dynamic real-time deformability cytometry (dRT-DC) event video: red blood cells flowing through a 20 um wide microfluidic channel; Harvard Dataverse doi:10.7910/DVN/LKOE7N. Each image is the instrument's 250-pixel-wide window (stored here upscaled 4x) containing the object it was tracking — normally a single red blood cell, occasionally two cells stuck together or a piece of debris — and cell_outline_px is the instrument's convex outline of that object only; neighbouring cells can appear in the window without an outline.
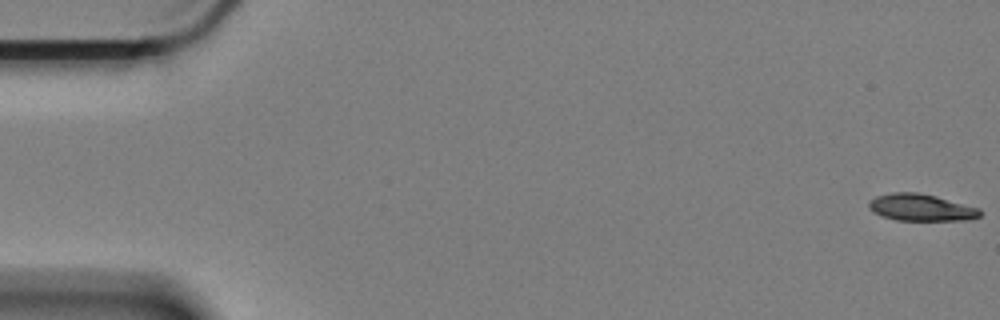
{"species": "Egyptian fruit bat (a non-hibernating species)", "species_latin": "Rousettus aegyptiacus", "temperature_condition": "cold", "stored_images_in_passage": 22, "camera_frame_rate_fps": 3000, "um_per_image_px": 0.085, "animal": {"sex": "female"}, "frame": {"image": 1, "passage_image": 1, "time_ms": 0.0, "image_size_px": [1000, 320], "cell_outline_px": [[980, 216], [968, 220], [896, 220], [872, 212], [868, 208], [868, 204], [876, 196], [892, 192], [916, 192], [936, 196], [980, 208]], "centroid_in_image_um": [78.28, 17.63], "position_along_channel_um": 6.7, "area_um2": 17.34}}
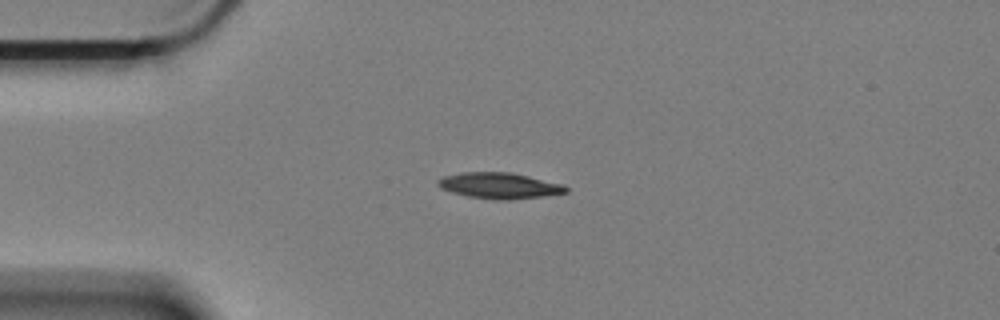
{"frame": {"image": 2, "passage_image": 15, "time_ms": 4.667, "image_size_px": [1000, 320], "cell_outline_px": [[568, 192], [540, 196], [508, 200], [500, 200], [468, 196], [452, 192], [440, 188], [436, 184], [436, 180], [444, 176], [460, 172], [512, 172], [564, 184], [568, 188]], "centroid_in_image_um": [42.43, 15.76], "position_along_channel_um": 42.6, "area_um2": 19.36}}
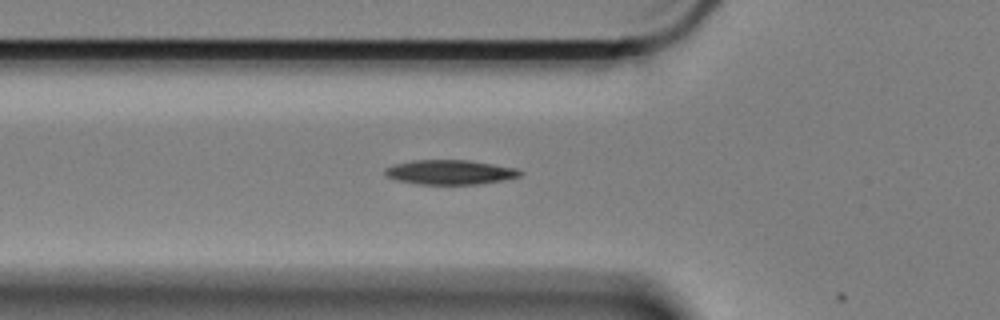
{"frame": {"image": 3, "passage_image": 21, "time_ms": 6.667, "image_size_px": [1000, 320], "cell_outline_px": [[524, 172], [520, 176], [504, 180], [480, 184], [420, 184], [400, 180], [388, 176], [384, 172], [384, 168], [396, 164], [412, 160], [468, 160], [516, 168]], "centroid_in_image_um": [38.29, 14.63], "position_along_channel_um": 87.5, "area_um2": 19.13}}